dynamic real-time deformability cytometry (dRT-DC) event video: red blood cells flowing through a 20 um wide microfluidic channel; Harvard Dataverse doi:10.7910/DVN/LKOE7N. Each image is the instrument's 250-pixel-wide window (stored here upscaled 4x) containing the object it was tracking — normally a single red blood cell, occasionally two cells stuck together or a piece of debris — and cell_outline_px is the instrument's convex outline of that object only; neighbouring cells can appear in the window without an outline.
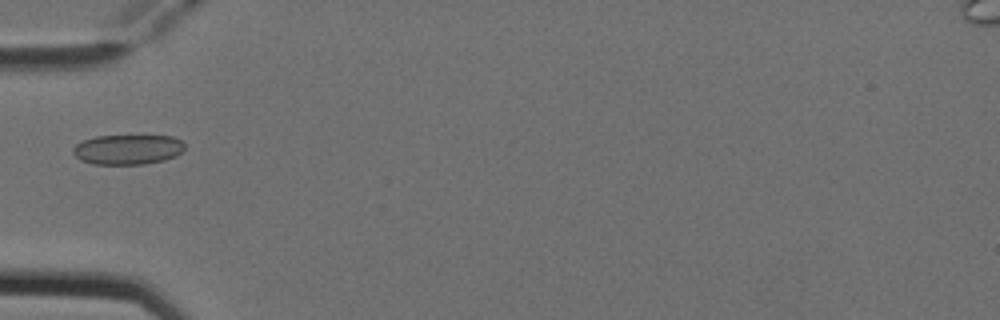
{"species": "Egyptian fruit bat (a non-hibernating species)", "species_latin": "Rousettus aegyptiacus", "temperature_condition": "cold", "stored_images_in_passage": 2, "camera_frame_rate_fps": 3000, "um_per_image_px": 0.085, "animal": {"sex": "female"}, "frame": {"image": 1, "passage_image": 1, "time_ms": 0.0, "image_size_px": [1000, 320], "cell_outline_px": [[184, 148], [176, 156], [164, 160], [144, 164], [92, 164], [80, 160], [72, 152], [72, 148], [76, 144], [84, 140], [96, 136], [172, 136], [180, 140], [184, 144]], "centroid_in_image_um": [10.83, 12.71], "position_along_channel_um": 74.2, "area_um2": 19.42}}
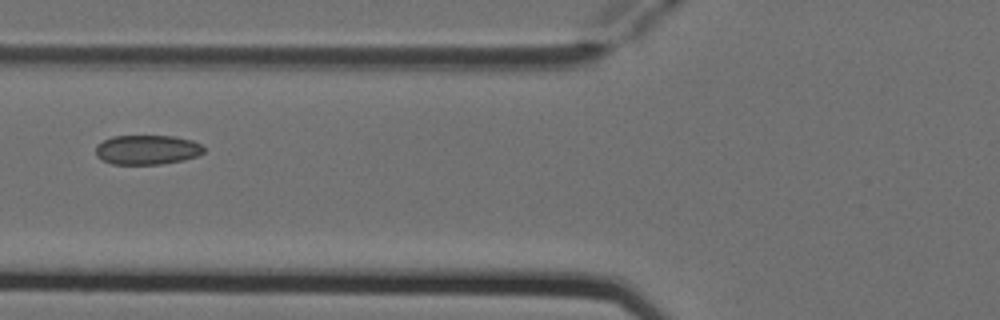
{"frame": {"image": 2, "passage_image": 2, "time_ms": 0.333, "image_size_px": [1000, 320], "cell_outline_px": [[204, 152], [200, 156], [184, 160], [160, 164], [112, 164], [100, 160], [96, 156], [96, 144], [112, 136], [172, 136], [192, 140], [200, 144], [204, 148]], "centroid_in_image_um": [12.5, 12.73], "position_along_channel_um": 113.3, "area_um2": 18.79}}